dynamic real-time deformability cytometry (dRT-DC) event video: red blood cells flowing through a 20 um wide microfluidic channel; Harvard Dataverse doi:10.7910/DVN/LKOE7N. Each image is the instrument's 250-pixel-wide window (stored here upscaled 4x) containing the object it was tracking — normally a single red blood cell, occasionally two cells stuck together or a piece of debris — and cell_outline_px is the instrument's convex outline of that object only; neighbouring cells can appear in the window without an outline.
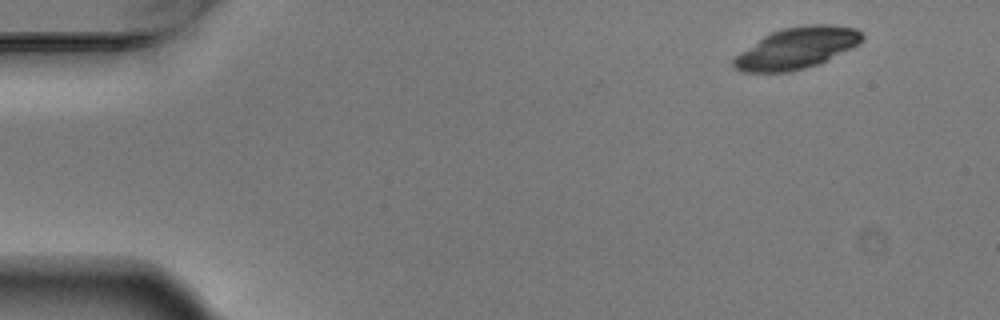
{"species": "Egyptian fruit bat (a non-hibernating species)", "species_latin": "Rousettus aegyptiacus", "temperature_condition": "warm", "stored_images_in_passage": 4, "camera_frame_rate_fps": 3000, "um_per_image_px": 0.085, "animal": {"sex": "male"}, "frame": {"image": 1, "passage_image": 1, "time_ms": 0.0, "image_size_px": [1000, 320], "cell_outline_px": [[864, 40], [820, 64], [788, 72], [744, 72], [732, 68], [732, 60], [740, 52], [764, 36], [772, 32], [784, 28], [808, 24], [832, 24], [856, 28], [864, 32]], "centroid_in_image_um": [67.73, 4.08], "position_along_channel_um": 17.3, "area_um2": 30.87}}
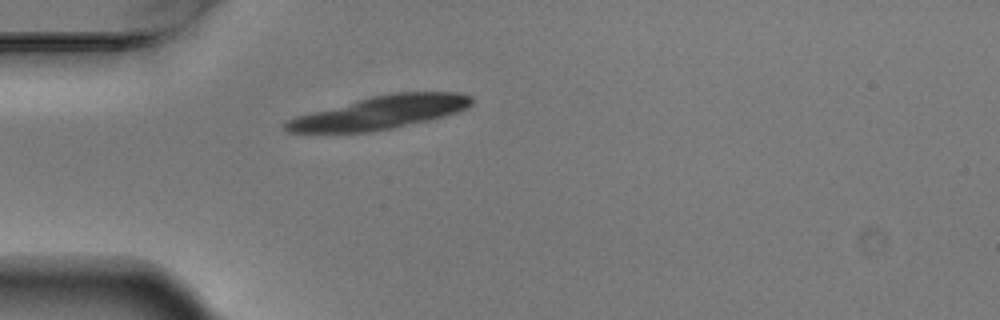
{"frame": {"image": 2, "passage_image": 4, "time_ms": 1.0, "image_size_px": [1000, 320], "cell_outline_px": [[472, 104], [468, 108], [444, 116], [428, 120], [392, 128], [368, 132], [288, 132], [284, 128], [284, 120], [296, 116], [372, 96], [396, 92], [460, 92], [472, 96]], "centroid_in_image_um": [32.33, 9.56], "position_along_channel_um": 52.7, "area_um2": 35.55}}